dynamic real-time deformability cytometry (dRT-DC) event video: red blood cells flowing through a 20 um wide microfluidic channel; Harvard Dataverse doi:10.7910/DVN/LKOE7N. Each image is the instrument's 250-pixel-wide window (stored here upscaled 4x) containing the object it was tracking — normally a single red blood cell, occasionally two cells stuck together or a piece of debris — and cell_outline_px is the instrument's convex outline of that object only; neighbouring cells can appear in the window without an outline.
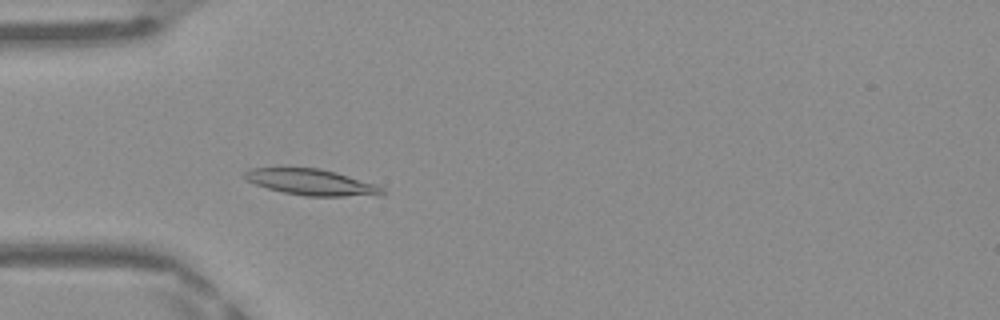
{"species": "Egyptian fruit bat (a non-hibernating species)", "species_latin": "Rousettus aegyptiacus", "temperature_condition": "warm", "stored_images_in_passage": 48, "camera_frame_rate_fps": 3000, "um_per_image_px": 0.085, "frame": {"image": 1, "passage_image": 14, "time_ms": 4.333, "image_size_px": [1000, 320], "cell_outline_px": [[388, 192], [384, 196], [304, 196], [284, 192], [268, 188], [244, 180], [244, 172], [248, 168], [320, 168], [336, 172], [376, 184], [384, 188]], "centroid_in_image_um": [26.54, 15.5], "position_along_channel_um": 58.5, "area_um2": 21.15}}
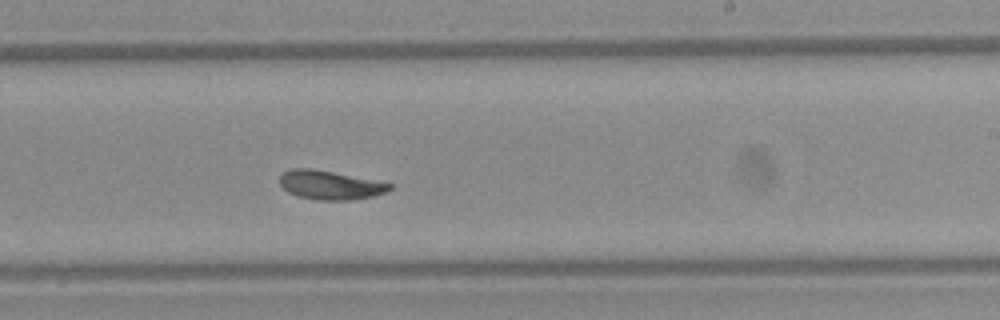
{"frame": {"image": 2, "passage_image": 29, "time_ms": 9.333, "image_size_px": [1000, 320], "cell_outline_px": [[392, 188], [384, 192], [372, 196], [352, 200], [320, 200], [300, 196], [288, 192], [280, 184], [280, 176], [284, 172], [292, 168], [312, 168], [392, 184]], "centroid_in_image_um": [28.02, 15.73], "position_along_channel_um": 261.0, "area_um2": 18.09}}
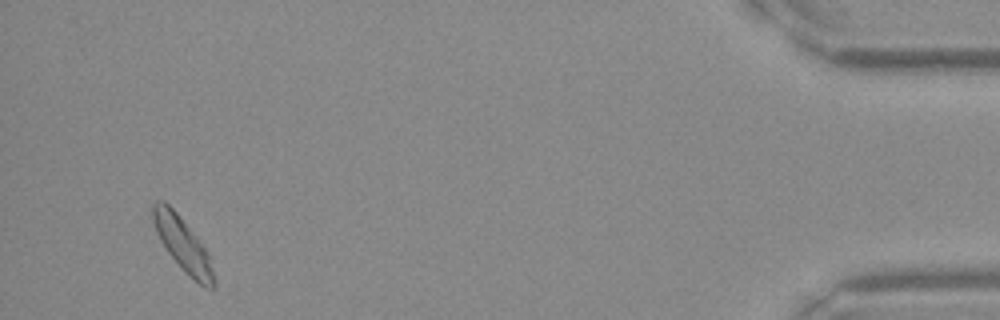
{"frame": {"image": 3, "passage_image": 46, "time_ms": 15.0, "image_size_px": [1000, 320], "cell_outline_px": [[216, 288], [204, 288], [184, 272], [180, 268], [168, 252], [160, 240], [156, 232], [152, 220], [152, 204], [156, 200], [164, 200], [176, 212], [200, 240], [212, 256], [216, 284]], "centroid_in_image_um": [15.59, 20.81], "position_along_channel_um": 419.6, "area_um2": 19.59}, "authors_computed_cell_mechanics": {"area_um2": 19.1029, "velocity_mm_per_s": 4.1216, "shape_relaxation_time_tau1_ms": 5.1319, "shape_relaxation_time_tau2_ms": null, "deformation_change_tau1": 0.1529, "deformation_change_tau2": null}}